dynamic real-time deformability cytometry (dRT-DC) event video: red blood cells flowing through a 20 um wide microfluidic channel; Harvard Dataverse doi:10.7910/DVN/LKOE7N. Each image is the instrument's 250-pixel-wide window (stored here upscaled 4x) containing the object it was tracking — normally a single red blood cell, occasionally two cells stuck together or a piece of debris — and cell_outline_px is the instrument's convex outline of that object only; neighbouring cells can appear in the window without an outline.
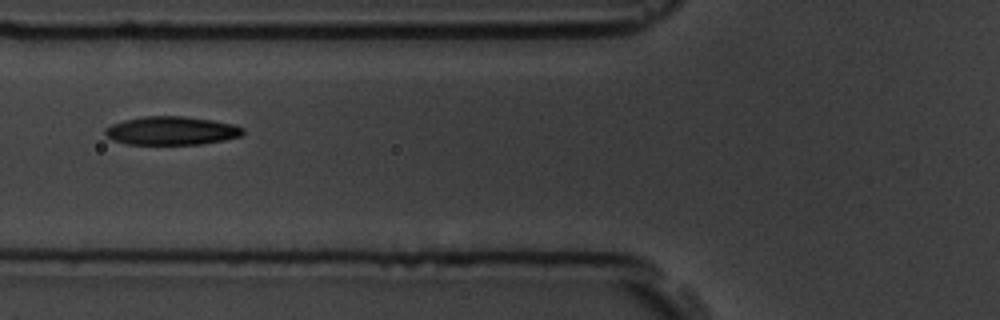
{"species": "common noctule bat (a hibernating species)", "species_latin": "Nyctalus noctula", "temperature_condition": "room temperature", "stored_images_in_passage": 2, "camera_frame_rate_fps": 3000, "um_per_image_px": 0.085, "animal": {"sex": "male", "body_mass_g": 19.5, "forearm_length_mm": 54.6}, "frame": {"image": 1, "passage_image": 2, "time_ms": 1.333, "image_size_px": [1000, 320], "cell_outline_px": [[244, 132], [240, 136], [224, 140], [200, 144], [124, 144], [112, 140], [104, 132], [104, 128], [112, 124], [124, 120], [144, 116], [184, 116], [212, 120], [236, 124], [244, 128]], "centroid_in_image_um": [14.58, 11.11], "position_along_channel_um": 111.2, "area_um2": 22.95}}